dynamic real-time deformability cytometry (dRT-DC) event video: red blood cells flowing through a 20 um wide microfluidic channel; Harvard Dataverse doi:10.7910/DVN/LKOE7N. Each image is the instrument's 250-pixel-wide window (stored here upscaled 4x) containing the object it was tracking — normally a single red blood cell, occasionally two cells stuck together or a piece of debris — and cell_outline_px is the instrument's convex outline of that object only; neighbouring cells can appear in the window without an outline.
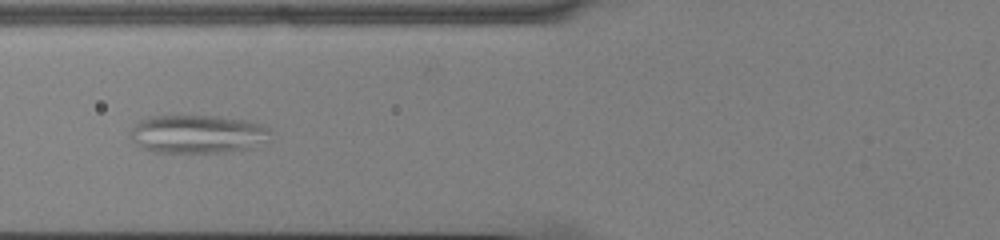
{"species": "common noctule bat (a hibernating species)", "species_latin": "Nyctalus noctula", "temperature_condition": "cold", "stored_images_in_passage": 39, "camera_frame_rate_fps": 3000, "um_per_image_px": 0.085, "animal": {"sex": "male", "body_mass_g": 13.0, "forearm_length_mm": 53.1}, "frame": {"image": 1, "passage_image": 6, "time_ms": 1.667, "image_size_px": [1000, 240], "cell_outline_px": [[268, 132], [252, 148], [228, 152], [156, 152], [140, 148], [128, 136], [132, 128], [140, 120], [148, 116], [220, 116], [244, 120], [260, 124], [268, 128]], "centroid_in_image_um": [16.67, 11.39], "position_along_channel_um": 109.1, "area_um2": 30.92}}